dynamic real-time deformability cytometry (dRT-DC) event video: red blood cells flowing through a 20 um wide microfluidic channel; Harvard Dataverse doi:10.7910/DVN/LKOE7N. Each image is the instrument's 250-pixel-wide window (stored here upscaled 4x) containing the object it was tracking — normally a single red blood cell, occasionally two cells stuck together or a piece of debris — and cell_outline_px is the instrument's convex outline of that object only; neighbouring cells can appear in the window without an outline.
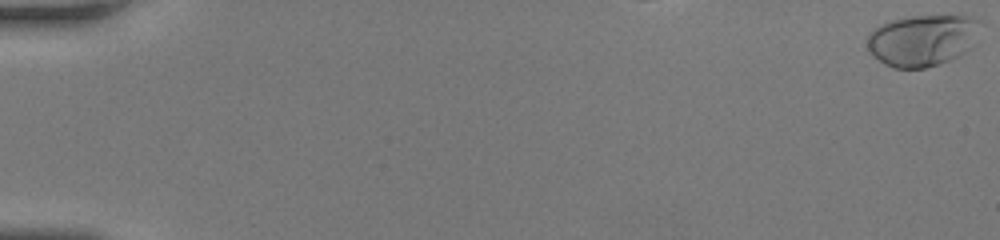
{"species": "human", "species_latin": "Homo sapiens", "temperature_condition": "room temperature", "stored_images_in_passage": 35, "camera_frame_rate_fps": 3000, "um_per_image_px": 0.085, "donor": {"sex": "female"}, "frame": {"image": 1, "passage_image": 1, "time_ms": 0.0, "image_size_px": [1000, 240], "cell_outline_px": [[984, 20], [972, 48], [940, 64], [924, 68], [892, 68], [884, 64], [868, 52], [868, 32], [872, 28], [880, 24], [892, 20], [912, 16], [972, 16]], "centroid_in_image_um": [78.43, 3.41], "position_along_channel_um": 6.6, "area_um2": 34.39}}
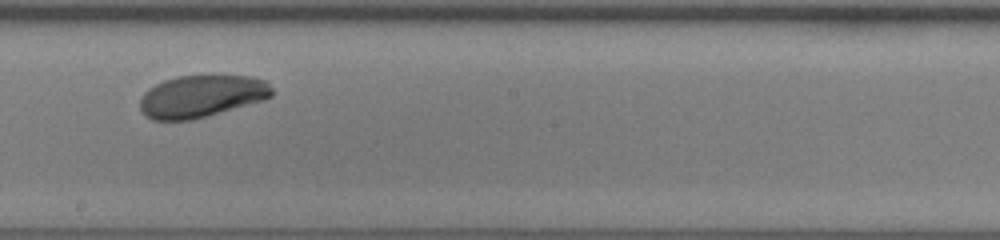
{"frame": {"image": 2, "passage_image": 23, "time_ms": 7.333, "image_size_px": [1000, 240], "cell_outline_px": [[272, 96], [264, 100], [192, 120], [152, 120], [140, 108], [140, 100], [144, 92], [148, 88], [164, 80], [176, 76], [252, 76], [264, 80], [272, 88]], "centroid_in_image_um": [17.12, 8.18], "position_along_channel_um": 231.1, "area_um2": 32.25}}
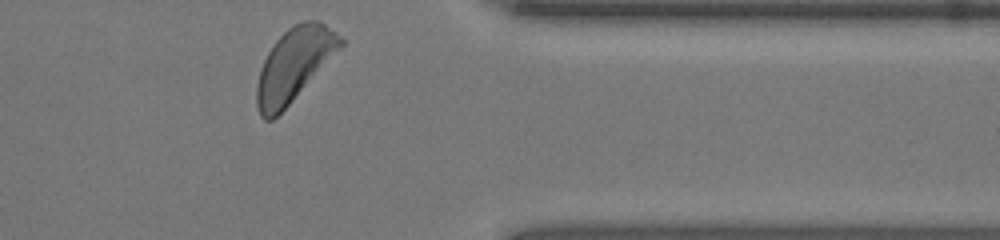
{"frame": {"image": 3, "passage_image": 35, "time_ms": 11.333, "image_size_px": [1000, 240], "cell_outline_px": [[344, 44], [288, 104], [272, 120], [264, 120], [260, 116], [256, 104], [256, 84], [260, 68], [272, 44], [288, 28], [304, 20], [316, 20], [324, 24], [336, 32], [344, 40]], "centroid_in_image_um": [24.96, 5.48], "position_along_channel_um": 386.4, "area_um2": 34.91}, "authors_computed_cell_mechanics": {"area_um2": 33.3506, "velocity_mm_per_s": 4.1191, "shape_relaxation_time_tau1_ms": 1.8967, "shape_relaxation_time_tau2_ms": null, "deformation_change_tau1": 0.1067, "deformation_change_tau2": null}}